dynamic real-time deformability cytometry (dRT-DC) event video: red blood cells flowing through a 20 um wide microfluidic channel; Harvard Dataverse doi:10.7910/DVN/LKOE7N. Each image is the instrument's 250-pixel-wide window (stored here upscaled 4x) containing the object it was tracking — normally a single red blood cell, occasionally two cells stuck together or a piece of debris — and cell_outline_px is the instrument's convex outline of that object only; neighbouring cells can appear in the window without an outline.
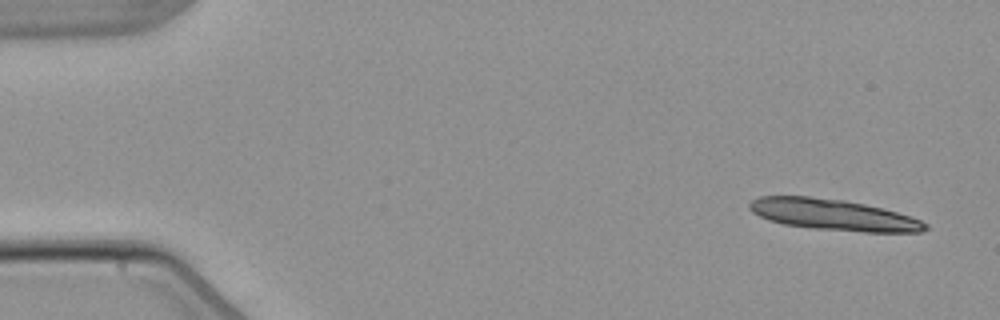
{"species": "common noctule bat (a hibernating species)", "species_latin": "Nyctalus noctula", "temperature_condition": "warm", "stored_images_in_passage": 8, "camera_frame_rate_fps": 3000, "um_per_image_px": 0.085, "animal": {"sex": "male", "body_mass_g": 21.5, "forearm_length_mm": 52.0}, "frame": {"image": 1, "passage_image": 1, "time_ms": 0.0, "image_size_px": [1000, 320], "cell_outline_px": [[928, 228], [920, 232], [864, 232], [812, 228], [784, 224], [768, 220], [752, 212], [748, 208], [748, 204], [752, 200], [760, 196], [808, 196], [844, 200], [864, 204], [896, 212], [920, 220], [928, 224]], "centroid_in_image_um": [70.79, 18.25], "position_along_channel_um": 14.2, "area_um2": 31.67}}
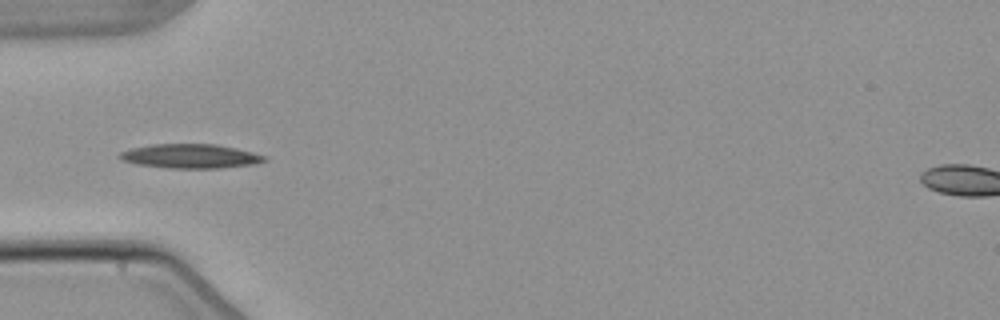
{"frame": {"image": 2, "passage_image": 5, "time_ms": 5.0, "image_size_px": [1000, 320], "cell_outline_px": [[268, 160], [252, 164], [220, 168], [168, 168], [136, 164], [120, 160], [116, 156], [120, 152], [132, 148], [152, 144], [216, 144], [236, 148], [268, 156]], "centroid_in_image_um": [16.16, 13.27], "position_along_channel_um": 68.8, "area_um2": 20.52}}
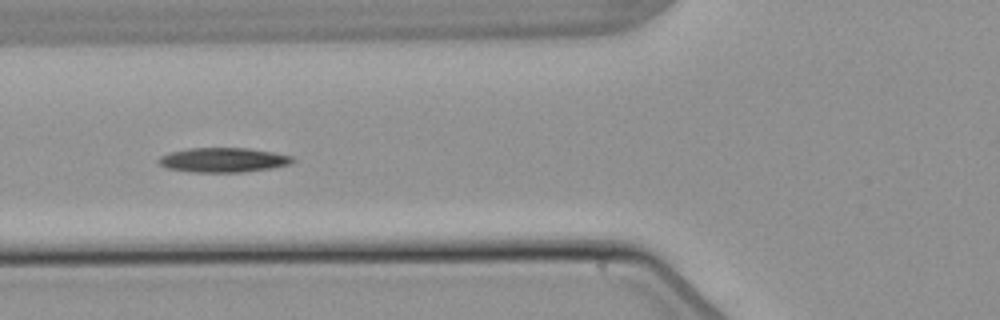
{"frame": {"image": 3, "passage_image": 6, "time_ms": 6.0, "image_size_px": [1000, 320], "cell_outline_px": [[296, 160], [292, 164], [272, 168], [244, 172], [192, 172], [168, 168], [160, 164], [156, 160], [160, 156], [168, 152], [188, 148], [248, 148], [272, 152], [292, 156]], "centroid_in_image_um": [18.98, 13.59], "position_along_channel_um": 106.8, "area_um2": 19.31}}